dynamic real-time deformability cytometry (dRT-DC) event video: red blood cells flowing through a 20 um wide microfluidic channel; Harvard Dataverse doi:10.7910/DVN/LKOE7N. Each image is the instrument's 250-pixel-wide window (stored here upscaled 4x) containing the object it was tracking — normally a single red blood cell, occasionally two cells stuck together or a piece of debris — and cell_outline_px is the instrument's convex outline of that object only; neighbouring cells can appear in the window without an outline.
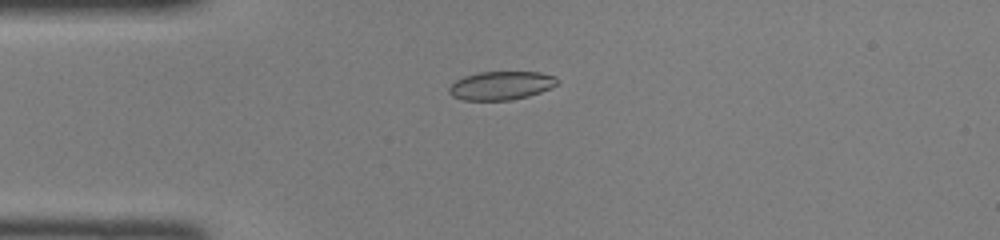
{"species": "common noctule bat (a hibernating species)", "species_latin": "Nyctalus noctula", "temperature_condition": "room temperature", "stored_images_in_passage": 37, "camera_frame_rate_fps": 3000, "um_per_image_px": 0.085, "animal": {"sex": "female", "body_mass_g": 22.0, "forearm_length_mm": 56.7}, "frame": {"image": 1, "passage_image": 2, "time_ms": 0.333, "image_size_px": [1000, 240], "cell_outline_px": [[560, 80], [552, 88], [528, 96], [512, 100], [464, 100], [452, 96], [448, 92], [448, 88], [456, 80], [464, 76], [476, 72], [540, 72], [556, 76]], "centroid_in_image_um": [42.61, 7.26], "position_along_channel_um": 42.4, "area_um2": 18.15}}
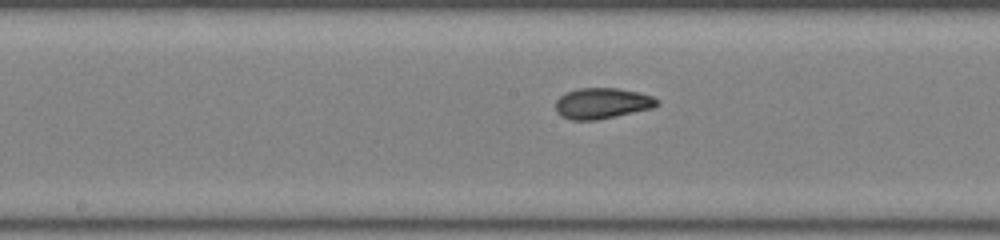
{"frame": {"image": 2, "passage_image": 14, "time_ms": 4.333, "image_size_px": [1000, 240], "cell_outline_px": [[660, 104], [652, 108], [596, 120], [572, 120], [560, 116], [556, 112], [556, 100], [564, 92], [576, 88], [616, 88], [636, 92], [652, 96], [660, 100]], "centroid_in_image_um": [51.15, 8.78], "position_along_channel_um": 197.1, "area_um2": 18.26}}
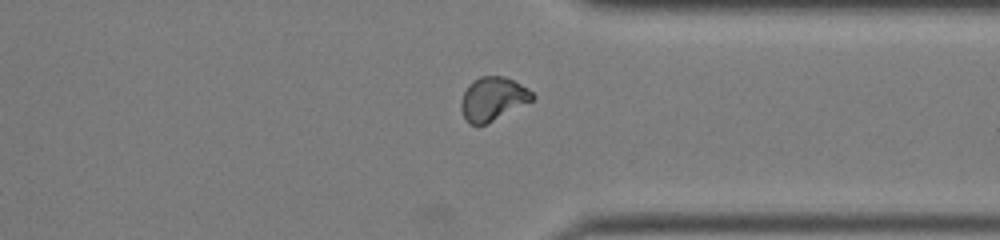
{"frame": {"image": 3, "passage_image": 26, "time_ms": 8.333, "image_size_px": [1000, 240], "cell_outline_px": [[536, 96], [532, 100], [476, 128], [468, 124], [460, 108], [460, 100], [468, 84], [472, 80], [480, 76], [504, 76], [528, 88]], "centroid_in_image_um": [41.83, 8.4], "position_along_channel_um": 369.6, "area_um2": 18.03}}